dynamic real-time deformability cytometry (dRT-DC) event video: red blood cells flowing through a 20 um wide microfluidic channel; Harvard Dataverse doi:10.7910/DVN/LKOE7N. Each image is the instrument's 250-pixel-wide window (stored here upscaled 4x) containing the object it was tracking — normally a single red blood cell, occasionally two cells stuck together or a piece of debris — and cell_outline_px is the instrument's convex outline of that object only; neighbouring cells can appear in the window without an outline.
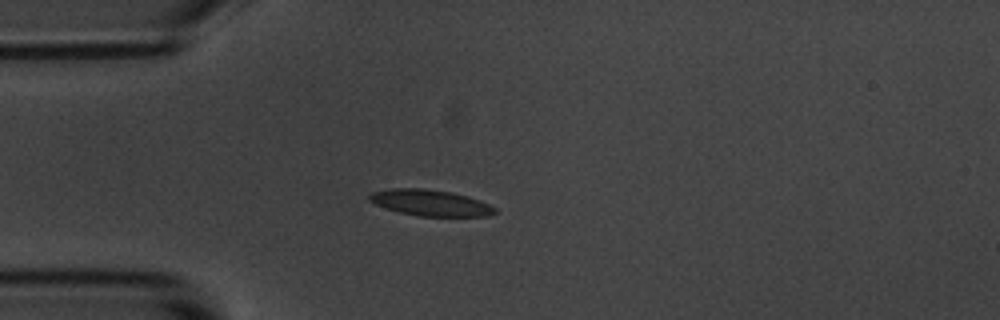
{"species": "common noctule bat (a hibernating species)", "species_latin": "Nyctalus noctula", "temperature_condition": "room temperature", "stored_images_in_passage": 42, "camera_frame_rate_fps": 3000, "um_per_image_px": 0.085, "animal": {"sex": "male", "body_mass_g": 20.1, "forearm_length_mm": 53.5}, "frame": {"image": 1, "passage_image": 1, "time_ms": 0.0, "image_size_px": [1000, 320], "cell_outline_px": [[496, 212], [488, 216], [416, 216], [400, 212], [376, 204], [368, 200], [368, 196], [372, 192], [392, 188], [424, 188], [452, 192], [468, 196], [480, 200], [496, 208]], "centroid_in_image_um": [36.59, 17.23], "position_along_channel_um": 48.4, "area_um2": 19.07}}
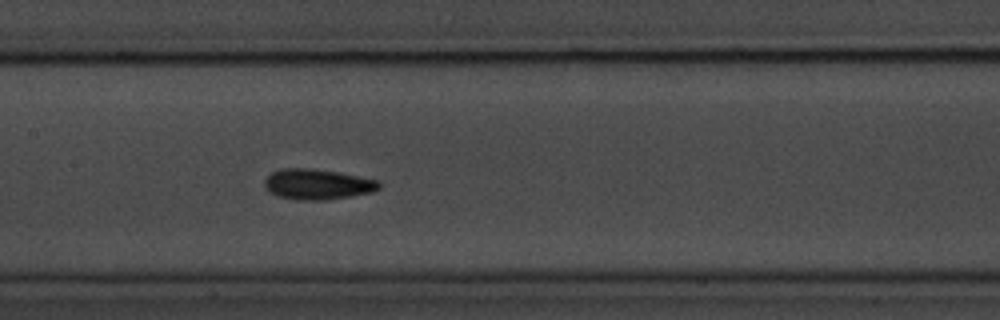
{"frame": {"image": 2, "passage_image": 13, "time_ms": 4.0, "image_size_px": [1000, 320], "cell_outline_px": [[380, 188], [372, 192], [352, 196], [324, 200], [296, 200], [276, 196], [264, 188], [264, 180], [272, 172], [280, 168], [312, 168], [340, 172], [380, 180]], "centroid_in_image_um": [26.98, 15.66], "position_along_channel_um": 180.4, "area_um2": 20.69}}
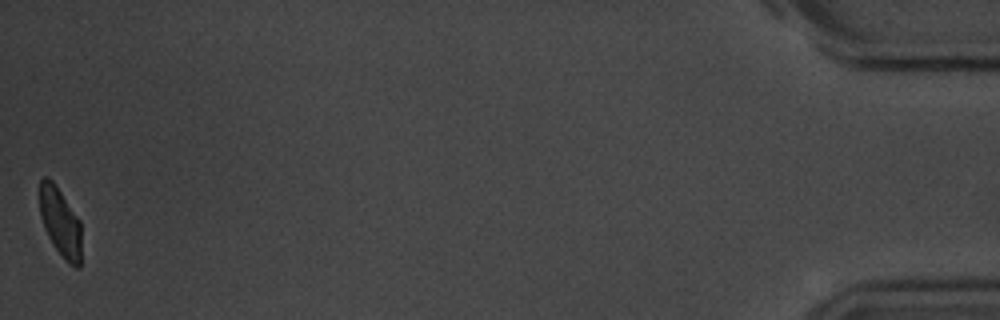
{"frame": {"image": 3, "passage_image": 42, "time_ms": 13.667, "image_size_px": [1000, 320], "cell_outline_px": [[80, 268], [76, 268], [68, 264], [64, 260], [52, 244], [44, 228], [40, 216], [40, 180], [44, 176], [48, 176], [52, 180], [80, 220]], "centroid_in_image_um": [5.11, 18.91], "position_along_channel_um": 430.1, "area_um2": 16.76}, "authors_computed_cell_mechanics": {"area_um2": 18.6116, "velocity_mm_per_s": 3.5843, "shape_relaxation_time_tau1_ms": 2.9678, "shape_relaxation_time_tau2_ms": 1.8486, "deformation_change_tau1": 0.1127, "deformation_change_tau2": 0.0723}}